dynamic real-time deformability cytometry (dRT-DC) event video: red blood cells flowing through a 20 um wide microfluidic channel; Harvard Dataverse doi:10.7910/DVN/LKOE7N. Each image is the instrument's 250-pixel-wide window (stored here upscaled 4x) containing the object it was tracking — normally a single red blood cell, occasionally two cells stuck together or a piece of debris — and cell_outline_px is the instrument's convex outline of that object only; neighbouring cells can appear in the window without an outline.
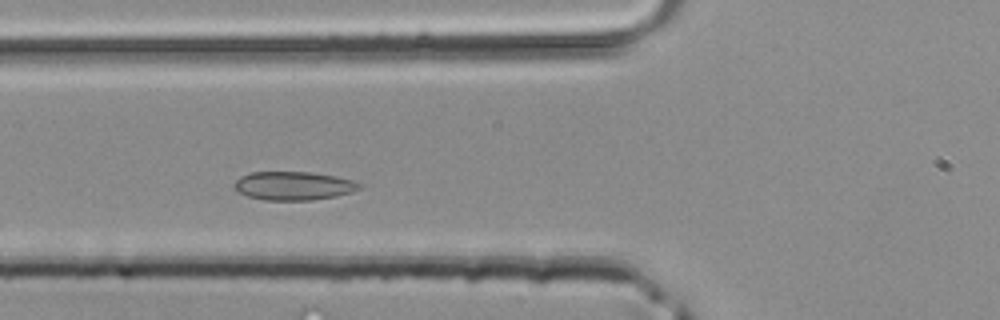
{"species": "common noctule bat (a hibernating species)", "species_latin": "Nyctalus noctula", "temperature_condition": "room temperature", "stored_images_in_passage": 37, "segment_of_instrument_passage": [1, 2], "camera_frame_rate_fps": 3000, "um_per_image_px": 0.085, "animal": {"sex": "male", "body_mass_g": 20.4}, "frame": {"image": 1, "passage_image": 9, "time_ms": 2.667, "image_size_px": [1000, 320], "cell_outline_px": [[364, 184], [360, 188], [352, 192], [336, 196], [312, 200], [264, 200], [248, 196], [240, 192], [232, 184], [240, 176], [252, 172], [308, 172], [336, 176], [352, 180]], "centroid_in_image_um": [24.97, 15.79], "position_along_channel_um": 100.8, "area_um2": 20.81}}
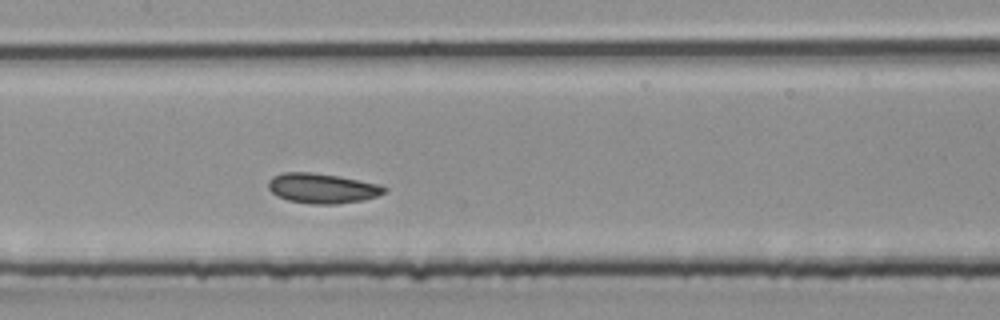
{"frame": {"image": 2, "passage_image": 14, "time_ms": 4.333, "image_size_px": [1000, 320], "cell_outline_px": [[388, 192], [380, 196], [364, 200], [336, 204], [312, 204], [288, 200], [276, 196], [268, 188], [268, 180], [272, 176], [284, 172], [312, 172], [340, 176], [376, 184], [388, 188]], "centroid_in_image_um": [27.4, 16.01], "position_along_channel_um": 180.0, "area_um2": 20.46}}
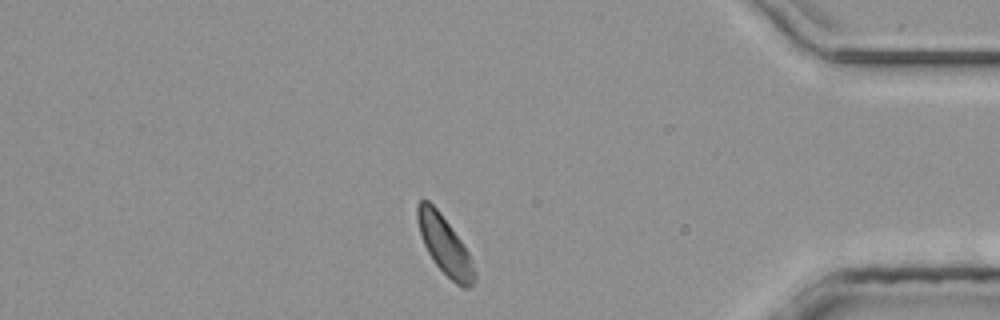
{"frame": {"image": 3, "passage_image": 30, "time_ms": 9.667, "image_size_px": [1000, 320], "cell_outline_px": [[476, 280], [468, 288], [460, 288], [436, 264], [428, 252], [424, 244], [416, 220], [416, 204], [420, 200], [428, 200], [440, 212], [460, 240], [468, 252], [476, 276]], "centroid_in_image_um": [37.78, 20.83], "position_along_channel_um": 397.4, "area_um2": 19.02}}